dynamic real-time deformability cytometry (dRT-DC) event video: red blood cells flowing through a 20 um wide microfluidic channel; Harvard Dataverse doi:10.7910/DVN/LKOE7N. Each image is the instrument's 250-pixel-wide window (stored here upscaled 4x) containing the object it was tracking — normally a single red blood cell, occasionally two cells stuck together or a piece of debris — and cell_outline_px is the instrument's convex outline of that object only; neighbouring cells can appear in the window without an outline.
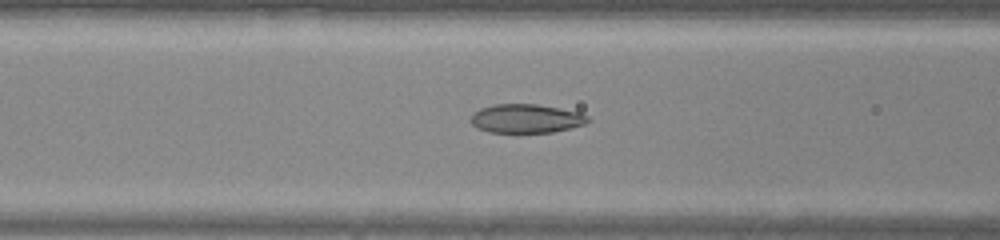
{"species": "common noctule bat (a hibernating species)", "species_latin": "Nyctalus noctula", "temperature_condition": "warm", "stored_images_in_passage": 38, "camera_frame_rate_fps": 3000, "um_per_image_px": 0.085, "animal": {"sex": "male", "body_mass_g": 20.0, "forearm_length_mm": 53.3}, "frame": {"image": 1, "passage_image": 12, "time_ms": 3.667, "image_size_px": [1000, 240], "cell_outline_px": [[592, 120], [584, 124], [552, 132], [488, 132], [476, 128], [468, 120], [472, 112], [480, 108], [492, 104], [536, 104], [560, 108], [580, 112], [588, 116]], "centroid_in_image_um": [44.67, 10.06], "position_along_channel_um": 121.9, "area_um2": 19.88}}
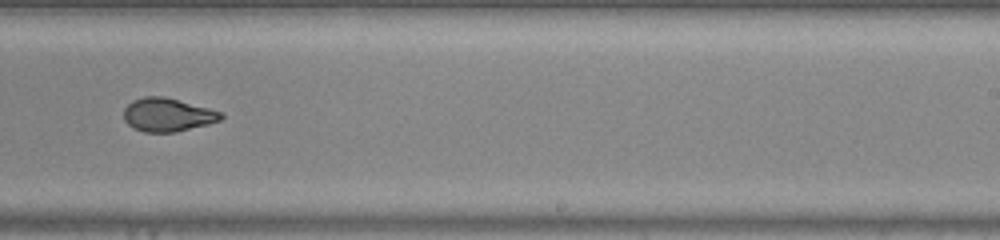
{"frame": {"image": 2, "passage_image": 22, "time_ms": 7.0, "image_size_px": [1000, 240], "cell_outline_px": [[224, 116], [220, 120], [208, 124], [176, 132], [144, 132], [132, 128], [124, 120], [124, 108], [132, 100], [144, 96], [164, 96], [224, 112]], "centroid_in_image_um": [14.24, 9.75], "position_along_channel_um": 274.8, "area_um2": 19.07}}
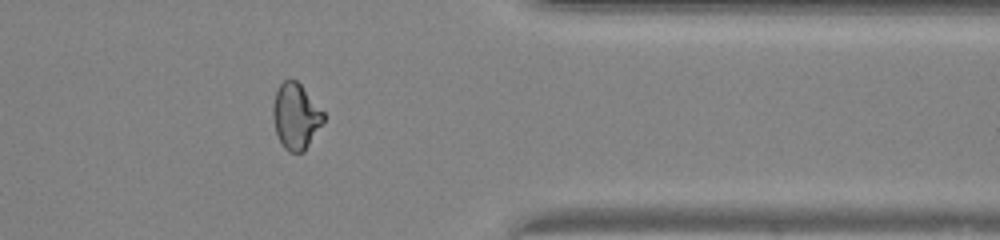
{"frame": {"image": 3, "passage_image": 30, "time_ms": 9.667, "image_size_px": [1000, 240], "cell_outline_px": [[324, 120], [304, 152], [288, 152], [284, 148], [276, 136], [272, 116], [272, 108], [276, 92], [280, 84], [284, 80], [296, 80], [300, 84], [324, 112]], "centroid_in_image_um": [25.12, 9.9], "position_along_channel_um": 386.3, "area_um2": 19.31}}